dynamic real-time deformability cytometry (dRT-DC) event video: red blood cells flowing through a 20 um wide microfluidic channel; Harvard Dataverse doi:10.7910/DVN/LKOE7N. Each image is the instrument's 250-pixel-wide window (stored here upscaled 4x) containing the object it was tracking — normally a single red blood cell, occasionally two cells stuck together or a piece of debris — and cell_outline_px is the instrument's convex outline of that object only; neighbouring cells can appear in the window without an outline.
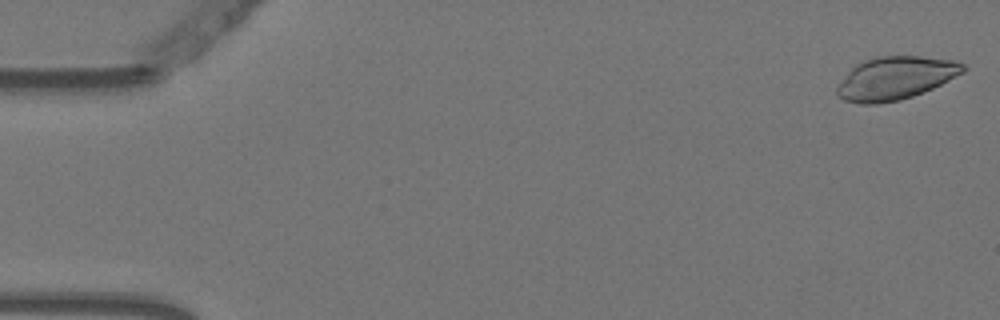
{"species": "Egyptian fruit bat (a non-hibernating species)", "species_latin": "Rousettus aegyptiacus", "temperature_condition": "warm", "stored_images_in_passage": 8, "camera_frame_rate_fps": 3000, "um_per_image_px": 0.085, "animal": {"sex": "female"}, "frame": {"image": 1, "passage_image": 1, "time_ms": 0.0, "image_size_px": [1000, 320], "cell_outline_px": [[968, 68], [964, 72], [932, 88], [912, 96], [900, 100], [876, 104], [860, 104], [844, 100], [836, 92], [836, 88], [848, 72], [856, 64], [864, 60], [876, 56], [920, 56], [952, 60], [964, 64]], "centroid_in_image_um": [76.11, 6.64], "position_along_channel_um": 8.9, "area_um2": 31.39}}